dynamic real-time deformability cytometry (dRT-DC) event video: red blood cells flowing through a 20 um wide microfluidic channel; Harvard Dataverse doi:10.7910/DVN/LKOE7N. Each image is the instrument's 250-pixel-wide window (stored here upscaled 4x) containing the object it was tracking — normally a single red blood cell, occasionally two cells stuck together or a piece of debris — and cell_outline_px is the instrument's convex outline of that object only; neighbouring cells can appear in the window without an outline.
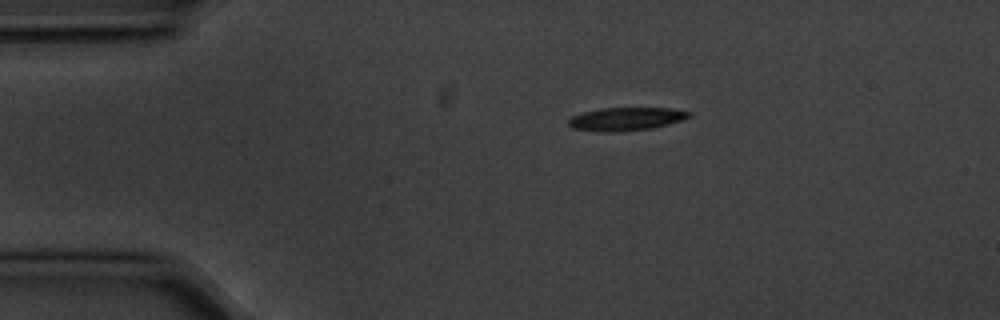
{"species": "common noctule bat (a hibernating species)", "species_latin": "Nyctalus noctula", "temperature_condition": "cold", "stored_images_in_passage": 3, "camera_frame_rate_fps": 3000, "um_per_image_px": 0.085, "animal": {"sex": "male", "body_mass_g": 20.1, "forearm_length_mm": 53.5}, "frame": {"image": 1, "passage_image": 1, "time_ms": 0.0, "image_size_px": [1000, 320], "cell_outline_px": [[692, 116], [668, 124], [652, 128], [612, 132], [608, 132], [572, 128], [568, 124], [568, 120], [572, 116], [584, 112], [600, 108], [672, 108], [692, 112]], "centroid_in_image_um": [53.23, 10.1], "position_along_channel_um": 31.8, "area_um2": 16.13}}